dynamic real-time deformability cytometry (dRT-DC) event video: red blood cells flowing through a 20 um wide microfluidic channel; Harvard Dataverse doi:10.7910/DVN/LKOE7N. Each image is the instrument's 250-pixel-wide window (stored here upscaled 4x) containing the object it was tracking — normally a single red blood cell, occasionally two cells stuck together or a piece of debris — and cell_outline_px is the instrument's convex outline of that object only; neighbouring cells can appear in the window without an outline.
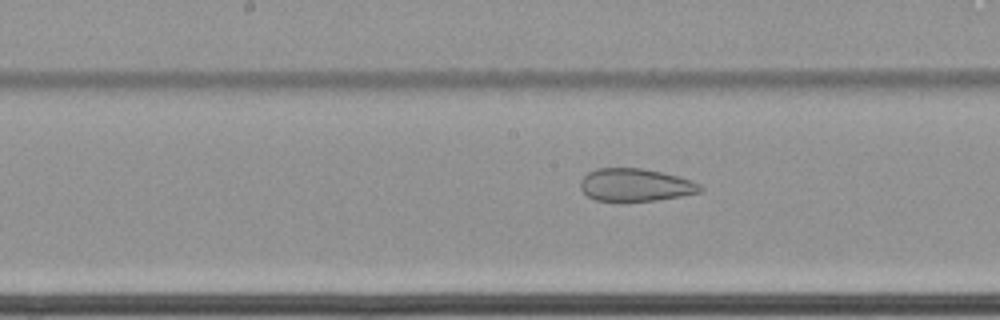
{"species": "common noctule bat (a hibernating species)", "species_latin": "Nyctalus noctula", "temperature_condition": "cold", "stored_images_in_passage": 62, "camera_frame_rate_fps": 3000, "um_per_image_px": 0.085, "animal": {"sex": "female", "body_mass_g": 22.7, "forearm_length_mm": 54.2}, "frame": {"image": 1, "passage_image": 34, "time_ms": 11.0, "image_size_px": [1000, 320], "cell_outline_px": [[704, 188], [700, 192], [680, 196], [656, 200], [596, 200], [588, 196], [580, 188], [580, 180], [588, 172], [596, 168], [640, 168], [660, 172], [692, 180], [700, 184]], "centroid_in_image_um": [54.0, 15.71], "position_along_channel_um": 194.2, "area_um2": 22.54}}
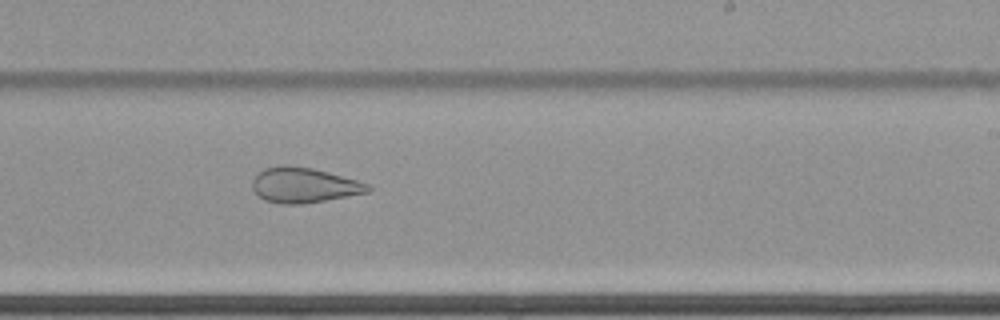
{"frame": {"image": 2, "passage_image": 40, "time_ms": 13.0, "image_size_px": [1000, 320], "cell_outline_px": [[372, 188], [368, 192], [304, 204], [280, 204], [264, 200], [252, 188], [252, 180], [264, 168], [280, 164], [284, 164], [312, 168], [328, 172], [356, 180], [368, 184]], "centroid_in_image_um": [25.8, 15.73], "position_along_channel_um": 263.2, "area_um2": 23.58}}
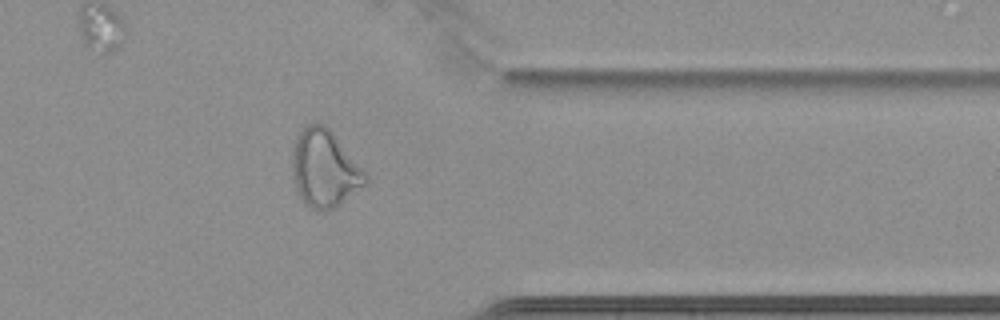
{"frame": {"image": 3, "passage_image": 51, "time_ms": 16.667, "image_size_px": [1000, 320], "cell_outline_px": [[368, 180], [364, 184], [332, 208], [324, 212], [316, 212], [304, 204], [296, 188], [292, 176], [292, 152], [296, 140], [300, 132], [308, 124], [316, 120], [324, 124], [332, 132], [368, 172]], "centroid_in_image_um": [27.57, 14.32], "position_along_channel_um": 383.8, "area_um2": 33.0}}